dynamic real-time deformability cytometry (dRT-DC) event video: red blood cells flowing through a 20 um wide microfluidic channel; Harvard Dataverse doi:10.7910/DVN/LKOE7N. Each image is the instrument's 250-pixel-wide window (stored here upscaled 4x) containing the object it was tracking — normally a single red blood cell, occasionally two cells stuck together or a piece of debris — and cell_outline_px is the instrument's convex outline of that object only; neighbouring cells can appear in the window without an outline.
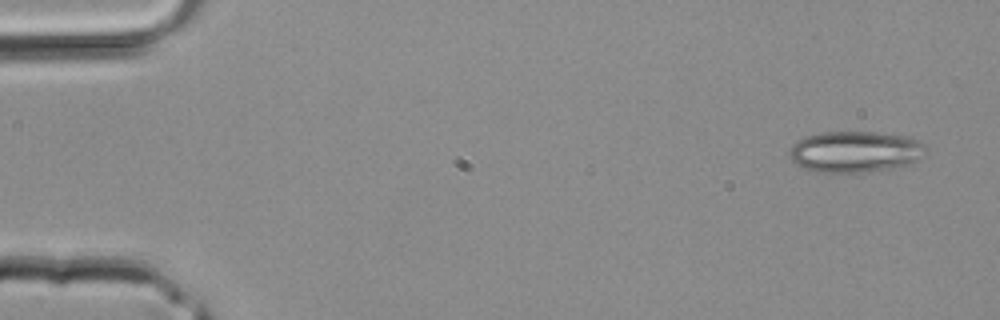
{"species": "common noctule bat (a hibernating species)", "species_latin": "Nyctalus noctula", "temperature_condition": "room temperature", "stored_images_in_passage": 3, "camera_frame_rate_fps": 3000, "um_per_image_px": 0.085, "animal": {"sex": "male", "body_mass_g": 20.4}, "frame": {"image": 1, "passage_image": 1, "time_ms": 0.0, "image_size_px": [1000, 320], "cell_outline_px": [[928, 148], [924, 156], [908, 164], [888, 168], [864, 172], [812, 172], [796, 164], [788, 156], [792, 144], [804, 136], [820, 132], [876, 132], [904, 136], [920, 140]], "centroid_in_image_um": [72.67, 12.88], "position_along_channel_um": 12.3, "area_um2": 32.89}}